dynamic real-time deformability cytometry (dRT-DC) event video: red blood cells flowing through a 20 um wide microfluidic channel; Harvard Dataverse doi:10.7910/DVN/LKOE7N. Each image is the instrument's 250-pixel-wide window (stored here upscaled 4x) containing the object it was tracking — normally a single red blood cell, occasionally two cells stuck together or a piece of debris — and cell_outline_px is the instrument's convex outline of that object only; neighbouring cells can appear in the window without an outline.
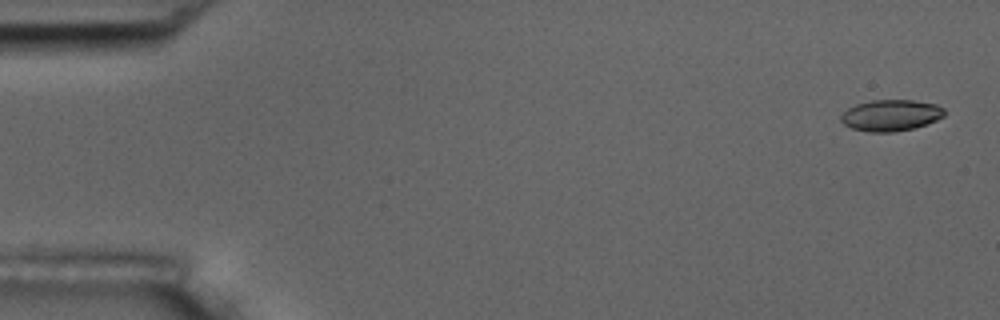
{"species": "common noctule bat (a hibernating species)", "species_latin": "Nyctalus noctula", "temperature_condition": "room temperature", "stored_images_in_passage": 5, "camera_frame_rate_fps": 3000, "um_per_image_px": 0.085, "animal": {"sex": "male", "body_mass_g": 17.5, "forearm_length_mm": 52.3}, "frame": {"image": 1, "passage_image": 1, "time_ms": 0.0, "image_size_px": [1000, 320], "cell_outline_px": [[944, 116], [936, 120], [916, 128], [892, 132], [868, 132], [852, 128], [844, 124], [840, 120], [840, 116], [848, 108], [856, 104], [872, 100], [912, 100], [936, 104], [944, 108]], "centroid_in_image_um": [75.72, 9.8], "position_along_channel_um": 9.3, "area_um2": 18.9}}
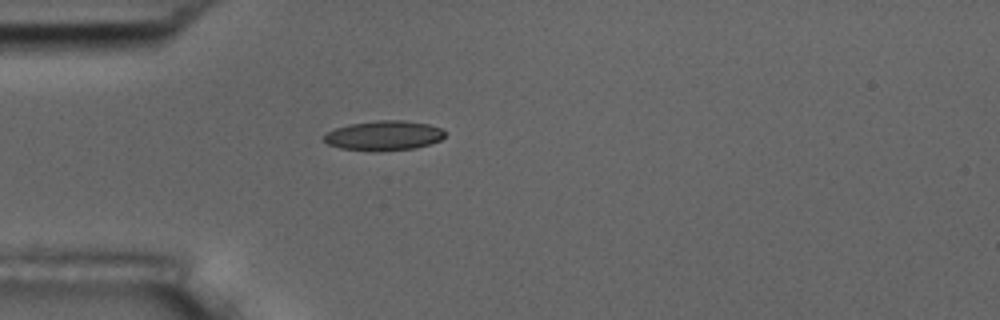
{"frame": {"image": 2, "passage_image": 5, "time_ms": 4.667, "image_size_px": [1000, 320], "cell_outline_px": [[444, 136], [440, 140], [416, 148], [380, 152], [376, 152], [340, 148], [328, 144], [324, 140], [324, 136], [328, 132], [336, 128], [348, 124], [376, 120], [404, 120], [428, 124], [440, 128], [444, 132]], "centroid_in_image_um": [32.61, 11.53], "position_along_channel_um": 52.4, "area_um2": 21.04}}